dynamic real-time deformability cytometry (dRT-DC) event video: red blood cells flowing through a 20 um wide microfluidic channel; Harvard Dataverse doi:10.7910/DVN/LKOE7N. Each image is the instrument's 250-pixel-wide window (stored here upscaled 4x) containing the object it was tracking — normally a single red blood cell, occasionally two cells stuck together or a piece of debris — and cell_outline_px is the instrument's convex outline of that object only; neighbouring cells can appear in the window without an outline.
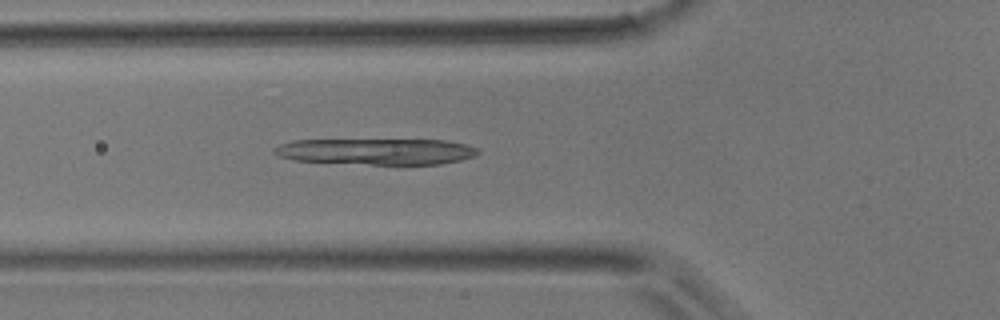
{"species": "common noctule bat (a hibernating species)", "species_latin": "Nyctalus noctula", "temperature_condition": "room temperature", "stored_images_in_passage": 31, "camera_frame_rate_fps": 3000, "um_per_image_px": 0.085, "animal": {"sex": "male", "body_mass_g": 17.9}, "frame": {"image": 1, "passage_image": 6, "time_ms": 1.667, "image_size_px": [1000, 320], "cell_outline_px": [[480, 152], [476, 156], [460, 160], [440, 164], [400, 168], [296, 160], [280, 156], [272, 152], [272, 148], [280, 144], [292, 140], [448, 140], [468, 144], [476, 148]], "centroid_in_image_um": [32.06, 12.92], "position_along_channel_um": 93.7, "area_um2": 32.66}}
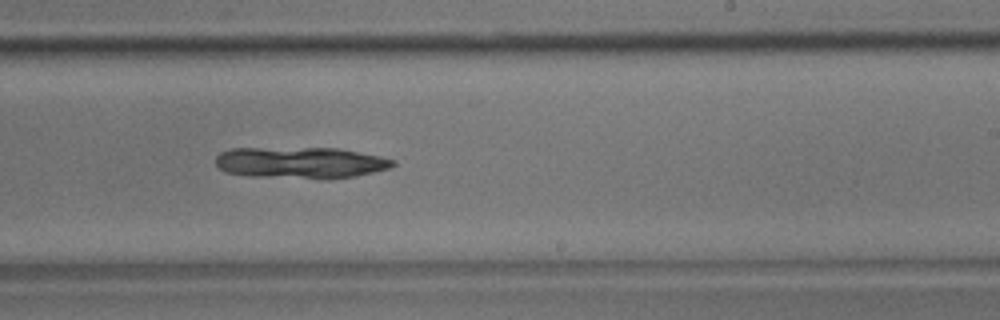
{"frame": {"image": 2, "passage_image": 18, "time_ms": 5.667, "image_size_px": [1000, 320], "cell_outline_px": [[396, 164], [388, 168], [356, 176], [252, 176], [224, 172], [216, 164], [216, 156], [220, 152], [232, 148], [340, 148], [380, 156], [396, 160]], "centroid_in_image_um": [25.52, 13.78], "position_along_channel_um": 263.5, "area_um2": 31.39}}
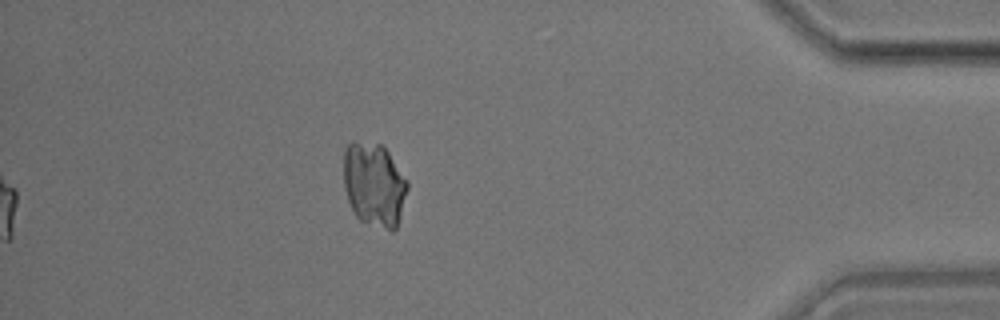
{"frame": {"image": 3, "passage_image": 31, "time_ms": 10.0, "image_size_px": [1000, 320], "cell_outline_px": [[408, 188], [400, 216], [396, 228], [392, 232], [360, 220], [356, 216], [348, 200], [344, 188], [344, 148], [352, 140], [380, 144], [388, 152], [408, 180]], "centroid_in_image_um": [31.8, 15.68], "position_along_channel_um": 403.4, "area_um2": 31.33}}